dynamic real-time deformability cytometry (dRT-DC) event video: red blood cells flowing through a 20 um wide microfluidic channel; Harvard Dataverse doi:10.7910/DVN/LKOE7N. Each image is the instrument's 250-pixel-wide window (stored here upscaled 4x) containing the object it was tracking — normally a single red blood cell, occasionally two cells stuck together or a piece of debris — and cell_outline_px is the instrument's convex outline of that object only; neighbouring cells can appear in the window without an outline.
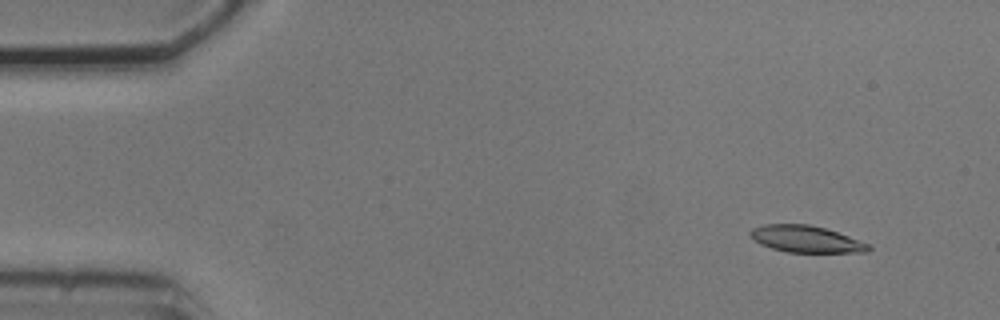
{"species": "common noctule bat (a hibernating species)", "species_latin": "Nyctalus noctula", "temperature_condition": "cold", "stored_images_in_passage": 5, "camera_frame_rate_fps": 3000, "um_per_image_px": 0.085, "animal": {"sex": "male", "body_mass_g": 20.5, "forearm_length_mm": 52.5}, "frame": {"image": 1, "passage_image": 1, "time_ms": 0.0, "image_size_px": [1000, 320], "cell_outline_px": [[872, 248], [868, 252], [788, 252], [772, 248], [760, 244], [752, 240], [748, 236], [748, 232], [752, 228], [764, 224], [808, 224], [824, 228], [872, 244]], "centroid_in_image_um": [68.49, 20.32], "position_along_channel_um": 16.5, "area_um2": 18.55}}